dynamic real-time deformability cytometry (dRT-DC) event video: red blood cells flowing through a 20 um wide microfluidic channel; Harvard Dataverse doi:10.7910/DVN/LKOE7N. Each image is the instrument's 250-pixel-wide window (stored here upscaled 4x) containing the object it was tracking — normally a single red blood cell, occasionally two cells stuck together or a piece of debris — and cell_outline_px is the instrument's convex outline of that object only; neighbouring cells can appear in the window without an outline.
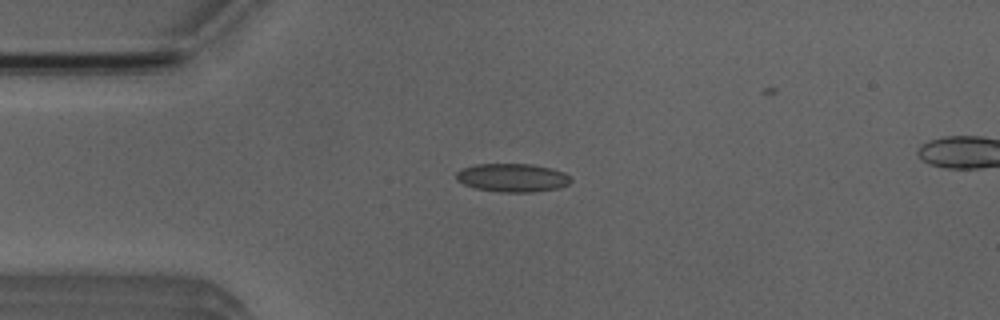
{"species": "Egyptian fruit bat (a non-hibernating species)", "species_latin": "Rousettus aegyptiacus", "temperature_condition": "room temperature", "stored_images_in_passage": 5, "camera_frame_rate_fps": 3000, "um_per_image_px": 0.085, "animal": {"sex": "male"}, "frame": {"image": 1, "passage_image": 2, "time_ms": 1.333, "image_size_px": [1000, 320], "cell_outline_px": [[572, 180], [568, 184], [560, 188], [532, 192], [500, 192], [476, 188], [464, 184], [456, 180], [456, 172], [464, 168], [476, 164], [532, 164], [552, 168], [564, 172]], "centroid_in_image_um": [43.57, 15.1], "position_along_channel_um": 41.4, "area_um2": 18.96}}